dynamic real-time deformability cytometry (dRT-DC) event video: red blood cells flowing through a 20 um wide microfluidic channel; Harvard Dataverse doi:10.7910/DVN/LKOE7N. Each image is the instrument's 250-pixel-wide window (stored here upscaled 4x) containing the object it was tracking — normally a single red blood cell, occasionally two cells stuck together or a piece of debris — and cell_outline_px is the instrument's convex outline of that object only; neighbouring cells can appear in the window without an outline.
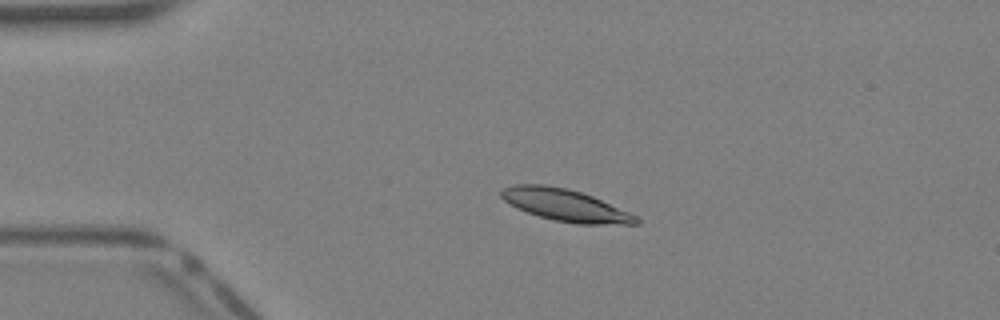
{"species": "Egyptian fruit bat (a non-hibernating species)", "species_latin": "Rousettus aegyptiacus", "temperature_condition": "warm", "stored_images_in_passage": 32, "camera_frame_rate_fps": 3000, "um_per_image_px": 0.085, "animal": {"sex": "female"}, "frame": {"image": 1, "passage_image": 1, "time_ms": 0.0, "image_size_px": [1000, 320], "cell_outline_px": [[640, 224], [576, 224], [556, 220], [540, 216], [516, 208], [508, 204], [500, 196], [500, 192], [504, 188], [512, 184], [544, 184], [568, 188], [592, 196], [628, 212], [636, 216], [640, 220]], "centroid_in_image_um": [48.01, 17.43], "position_along_channel_um": 37.0, "area_um2": 25.03}}
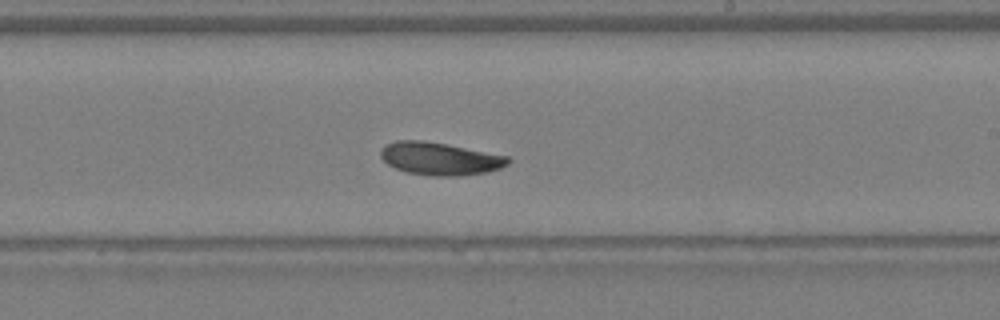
{"frame": {"image": 2, "passage_image": 16, "time_ms": 5.0, "image_size_px": [1000, 320], "cell_outline_px": [[512, 160], [508, 164], [500, 168], [488, 172], [456, 176], [432, 176], [404, 172], [388, 164], [380, 156], [380, 152], [384, 144], [396, 140], [424, 140], [508, 156]], "centroid_in_image_um": [37.37, 13.49], "position_along_channel_um": 251.6, "area_um2": 24.33}}
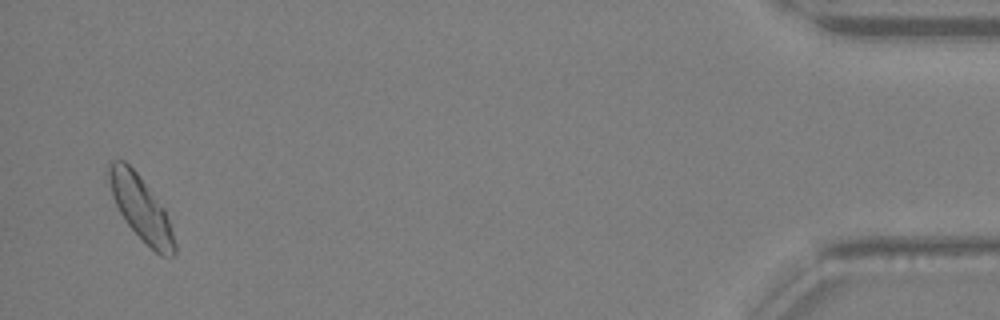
{"frame": {"image": 3, "passage_image": 31, "time_ms": 10.0, "image_size_px": [1000, 320], "cell_outline_px": [[176, 252], [172, 256], [160, 256], [124, 220], [112, 196], [108, 176], [108, 164], [112, 160], [124, 160], [140, 176], [164, 208], [172, 224], [176, 244]], "centroid_in_image_um": [12.01, 17.7], "position_along_channel_um": 423.2, "area_um2": 24.33}}